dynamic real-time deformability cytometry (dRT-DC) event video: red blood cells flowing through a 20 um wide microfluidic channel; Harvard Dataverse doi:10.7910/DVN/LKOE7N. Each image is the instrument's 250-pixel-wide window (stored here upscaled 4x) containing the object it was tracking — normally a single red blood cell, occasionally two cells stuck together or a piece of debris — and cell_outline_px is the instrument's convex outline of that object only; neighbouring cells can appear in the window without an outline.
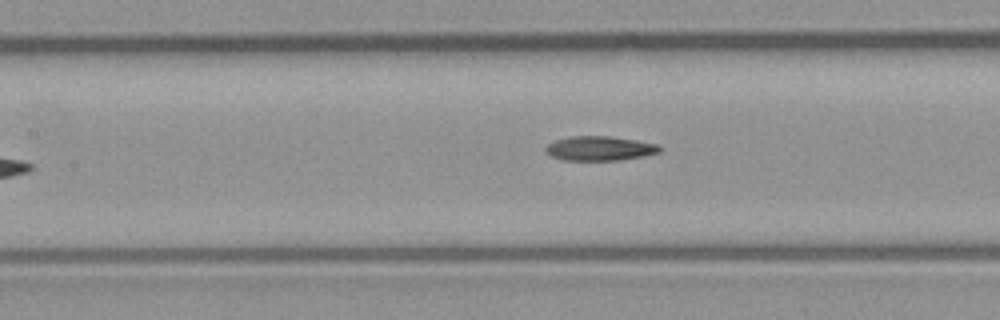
{"species": "common noctule bat (a hibernating species)", "species_latin": "Nyctalus noctula", "temperature_condition": "room temperature", "stored_images_in_passage": 7, "camera_frame_rate_fps": 3000, "um_per_image_px": 0.085, "animal": {"sex": "male", "body_mass_g": 23.1, "forearm_length_mm": 52.7}, "frame": {"image": 1, "passage_image": 7, "time_ms": 2.0, "image_size_px": [1000, 320], "cell_outline_px": [[660, 152], [644, 156], [620, 160], [564, 160], [552, 156], [544, 148], [548, 144], [556, 140], [572, 136], [608, 136], [636, 140], [656, 144], [660, 148]], "centroid_in_image_um": [50.98, 12.61], "position_along_channel_um": 156.4, "area_um2": 16.01}}